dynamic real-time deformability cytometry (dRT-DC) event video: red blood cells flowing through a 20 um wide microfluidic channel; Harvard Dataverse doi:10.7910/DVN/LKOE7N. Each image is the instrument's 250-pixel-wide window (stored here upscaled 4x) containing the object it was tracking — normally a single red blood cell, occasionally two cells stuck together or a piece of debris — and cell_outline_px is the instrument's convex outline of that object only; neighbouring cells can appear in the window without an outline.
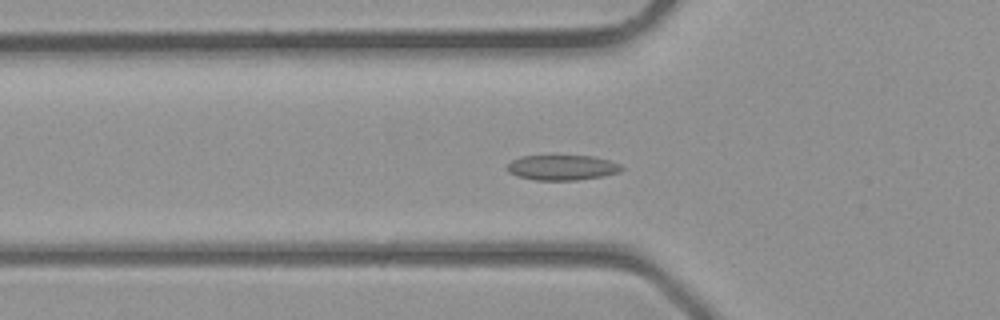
{"species": "common noctule bat (a hibernating species)", "species_latin": "Nyctalus noctula", "temperature_condition": "room temperature", "stored_images_in_passage": 25, "camera_frame_rate_fps": 3000, "um_per_image_px": 0.085, "animal": {"sex": "male", "body_mass_g": 23.1, "forearm_length_mm": 52.7}, "frame": {"image": 1, "passage_image": 6, "time_ms": 1.667, "image_size_px": [1000, 320], "cell_outline_px": [[624, 168], [620, 172], [604, 176], [576, 180], [536, 180], [516, 176], [508, 172], [504, 168], [512, 160], [520, 156], [592, 156], [608, 160], [620, 164]], "centroid_in_image_um": [47.76, 14.25], "position_along_channel_um": 78.0, "area_um2": 16.88}}
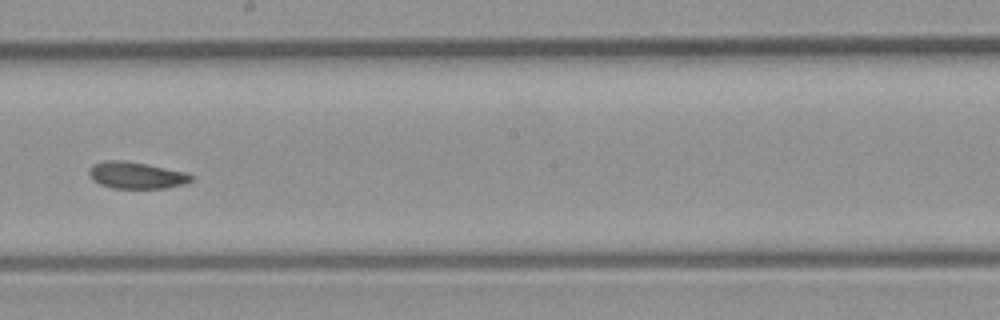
{"frame": {"image": 2, "passage_image": 15, "time_ms": 4.667, "image_size_px": [1000, 320], "cell_outline_px": [[192, 180], [184, 184], [164, 188], [112, 188], [100, 184], [88, 172], [88, 168], [92, 164], [104, 160], [124, 160], [184, 172], [192, 176]], "centroid_in_image_um": [11.54, 14.89], "position_along_channel_um": 236.7, "area_um2": 15.61}}
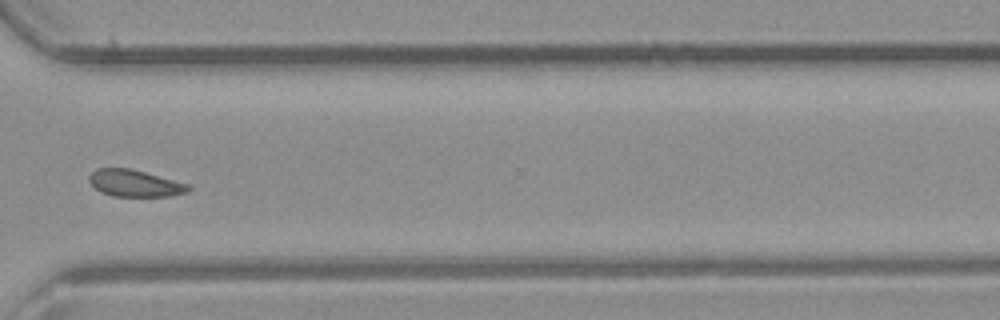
{"frame": {"image": 3, "passage_image": 22, "time_ms": 7.0, "image_size_px": [1000, 320], "cell_outline_px": [[192, 188], [188, 192], [168, 196], [112, 196], [100, 192], [88, 180], [88, 176], [96, 168], [128, 168], [192, 184]], "centroid_in_image_um": [11.49, 15.58], "position_along_channel_um": 359.1, "area_um2": 15.61}}